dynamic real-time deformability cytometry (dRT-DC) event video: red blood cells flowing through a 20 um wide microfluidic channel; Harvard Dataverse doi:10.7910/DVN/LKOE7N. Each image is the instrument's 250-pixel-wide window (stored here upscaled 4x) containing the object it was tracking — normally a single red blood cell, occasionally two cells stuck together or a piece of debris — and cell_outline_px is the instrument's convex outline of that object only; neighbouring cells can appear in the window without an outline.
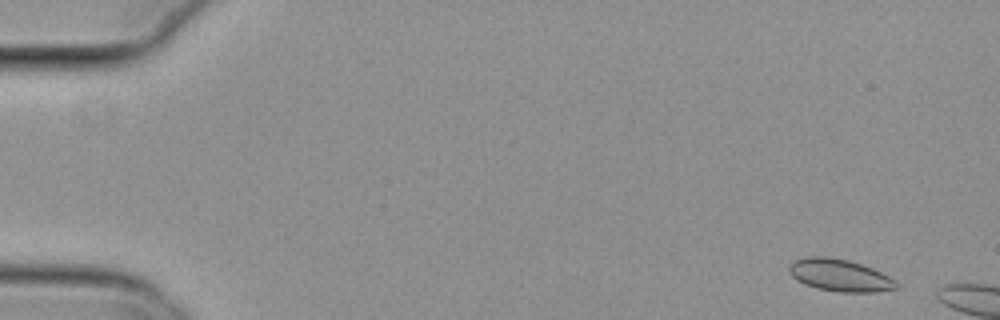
{"species": "common noctule bat (a hibernating species)", "species_latin": "Nyctalus noctula", "temperature_condition": "cold", "stored_images_in_passage": 7, "camera_frame_rate_fps": 3000, "um_per_image_px": 0.085, "animal": {"sex": "female", "body_mass_g": 29.2, "forearm_length_mm": 56.3}, "frame": {"image": 1, "passage_image": 3, "time_ms": 0.667, "image_size_px": [1000, 320], "cell_outline_px": [[900, 288], [876, 292], [836, 292], [816, 288], [804, 284], [792, 276], [788, 268], [796, 260], [808, 256], [828, 256], [848, 260], [872, 268], [896, 280]], "centroid_in_image_um": [71.41, 23.41], "position_along_channel_um": 13.6, "area_um2": 20.11}}